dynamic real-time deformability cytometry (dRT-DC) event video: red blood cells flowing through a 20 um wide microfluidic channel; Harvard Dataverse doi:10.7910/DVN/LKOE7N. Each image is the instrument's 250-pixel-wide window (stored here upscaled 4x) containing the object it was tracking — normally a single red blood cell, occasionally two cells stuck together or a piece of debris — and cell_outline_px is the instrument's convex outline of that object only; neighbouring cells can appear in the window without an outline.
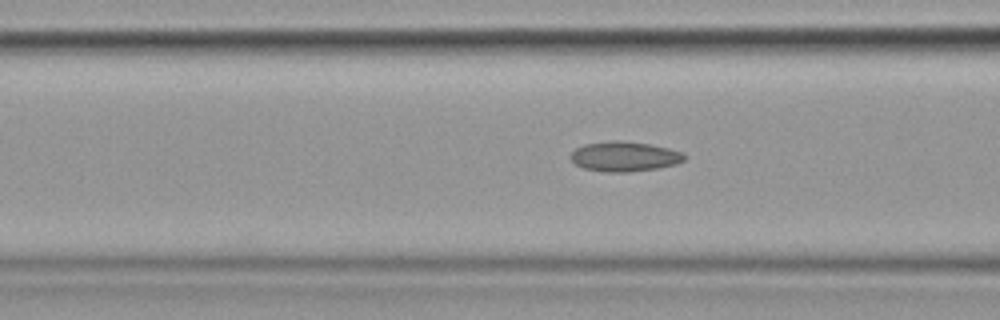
{"species": "common noctule bat (a hibernating species)", "species_latin": "Nyctalus noctula", "temperature_condition": "cold", "stored_images_in_passage": 47, "camera_frame_rate_fps": 3000, "um_per_image_px": 0.085, "animal": {"sex": "female", "body_mass_g": 19.9}, "frame": {"image": 1, "passage_image": 22, "time_ms": 7.0, "image_size_px": [1000, 320], "cell_outline_px": [[688, 156], [684, 160], [676, 164], [656, 168], [628, 172], [604, 172], [584, 168], [576, 164], [568, 156], [576, 148], [584, 144], [616, 140], [648, 144], [668, 148], [684, 152]], "centroid_in_image_um": [53.09, 13.3], "position_along_channel_um": 113.5, "area_um2": 19.77}}
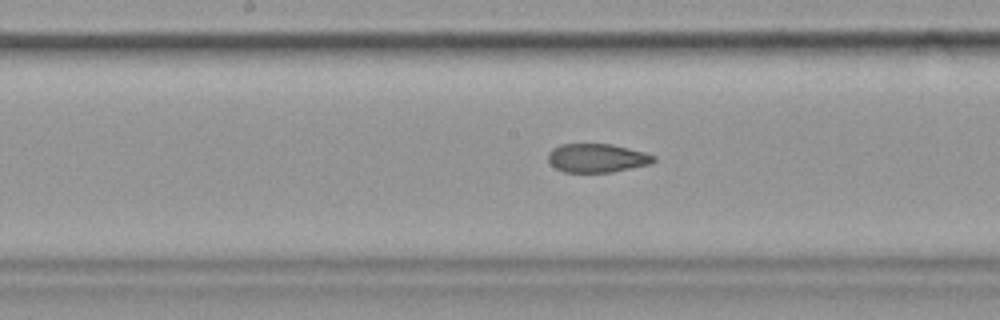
{"frame": {"image": 2, "passage_image": 29, "time_ms": 9.333, "image_size_px": [1000, 320], "cell_outline_px": [[656, 160], [652, 164], [612, 172], [564, 172], [556, 168], [548, 160], [548, 152], [552, 148], [560, 144], [612, 144], [644, 152], [656, 156]], "centroid_in_image_um": [50.76, 13.43], "position_along_channel_um": 197.4, "area_um2": 17.74}}
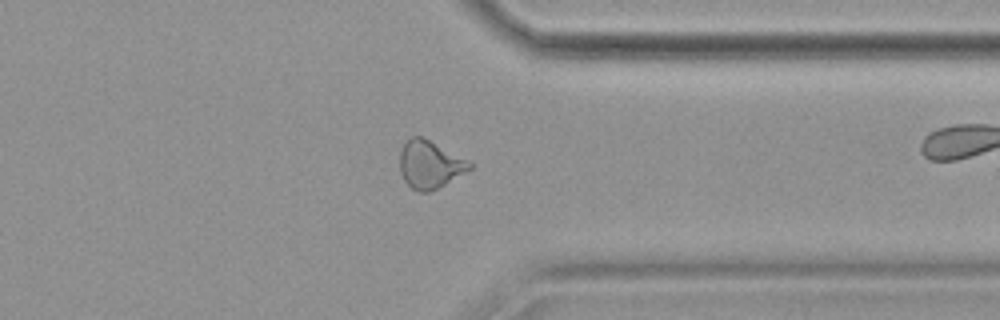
{"frame": {"image": 3, "passage_image": 44, "time_ms": 14.333, "image_size_px": [1000, 320], "cell_outline_px": [[472, 168], [444, 184], [428, 192], [420, 192], [412, 188], [404, 180], [400, 172], [400, 148], [404, 140], [412, 136], [420, 136], [468, 160], [472, 164]], "centroid_in_image_um": [36.49, 13.96], "position_along_channel_um": 374.9, "area_um2": 19.13}, "authors_computed_cell_mechanics": {"area_um2": 19.1896, "velocity_mm_per_s": 3.5965, "shape_relaxation_time_tau1_ms": null, "shape_relaxation_time_tau2_ms": 2.3211, "deformation_change_tau1": null, "deformation_change_tau2": 0.0963}}